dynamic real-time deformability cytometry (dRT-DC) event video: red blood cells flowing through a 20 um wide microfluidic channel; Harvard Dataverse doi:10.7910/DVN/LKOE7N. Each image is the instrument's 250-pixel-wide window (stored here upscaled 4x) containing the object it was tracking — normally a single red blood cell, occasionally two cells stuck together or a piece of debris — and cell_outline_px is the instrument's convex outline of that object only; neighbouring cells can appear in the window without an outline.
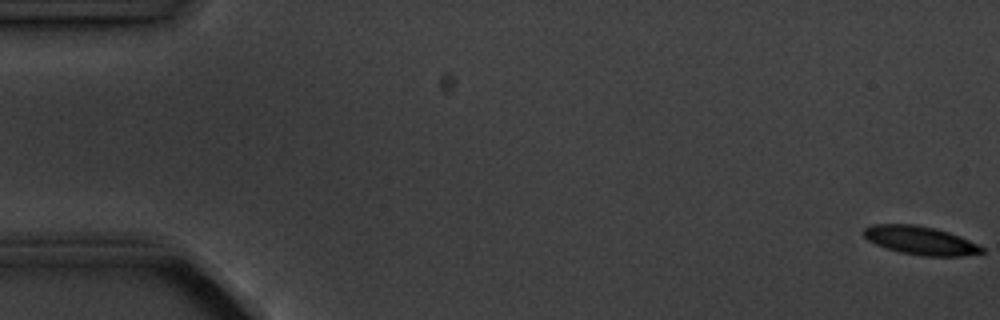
{"species": "common noctule bat (a hibernating species)", "species_latin": "Nyctalus noctula", "temperature_condition": "cold", "stored_images_in_passage": 15, "camera_frame_rate_fps": 3000, "um_per_image_px": 0.085, "animal": {"sex": "male", "body_mass_g": 20.1, "forearm_length_mm": 53.5}, "frame": {"image": 1, "passage_image": 1, "time_ms": 0.0, "image_size_px": [1000, 320], "cell_outline_px": [[984, 252], [960, 256], [924, 256], [900, 252], [884, 248], [868, 240], [864, 236], [864, 228], [872, 224], [916, 224], [936, 228], [960, 236], [984, 248]], "centroid_in_image_um": [78.21, 20.43], "position_along_channel_um": 6.8, "area_um2": 19.54}}
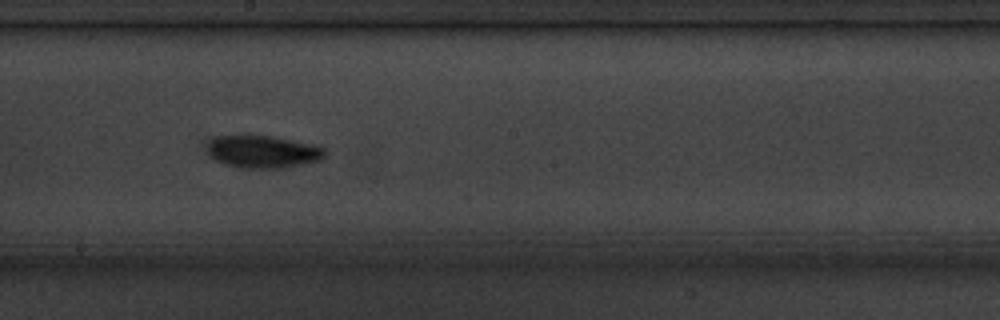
{"frame": {"image": 2, "passage_image": 9, "time_ms": 10.0, "image_size_px": [1000, 320], "cell_outline_px": [[328, 152], [320, 160], [284, 168], [236, 168], [224, 164], [216, 160], [212, 156], [208, 148], [212, 140], [216, 136], [244, 132], [248, 132], [276, 136], [324, 148]], "centroid_in_image_um": [22.32, 12.85], "position_along_channel_um": 225.9, "area_um2": 22.89}}
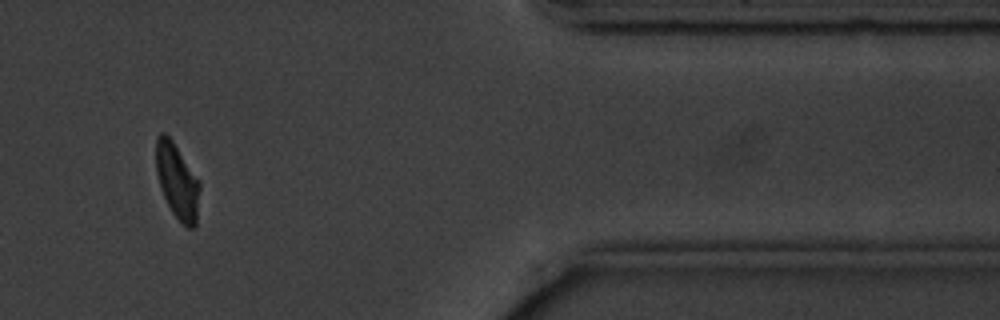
{"frame": {"image": 3, "passage_image": 13, "time_ms": 15.667, "image_size_px": [1000, 320], "cell_outline_px": [[200, 188], [196, 224], [192, 228], [188, 228], [172, 212], [160, 188], [156, 172], [156, 136], [160, 132], [164, 132], [172, 140], [200, 180]], "centroid_in_image_um": [15.06, 15.37], "position_along_channel_um": 396.3, "area_um2": 19.13}, "authors_computed_cell_mechanics": {"area_um2": 19.9988, "velocity_mm_per_s": 3.5913, "shape_relaxation_time_tau1_ms": 1.7649, "shape_relaxation_time_tau2_ms": 3.3466, "deformation_change_tau1": 0.0857, "deformation_change_tau2": 0.0657}}